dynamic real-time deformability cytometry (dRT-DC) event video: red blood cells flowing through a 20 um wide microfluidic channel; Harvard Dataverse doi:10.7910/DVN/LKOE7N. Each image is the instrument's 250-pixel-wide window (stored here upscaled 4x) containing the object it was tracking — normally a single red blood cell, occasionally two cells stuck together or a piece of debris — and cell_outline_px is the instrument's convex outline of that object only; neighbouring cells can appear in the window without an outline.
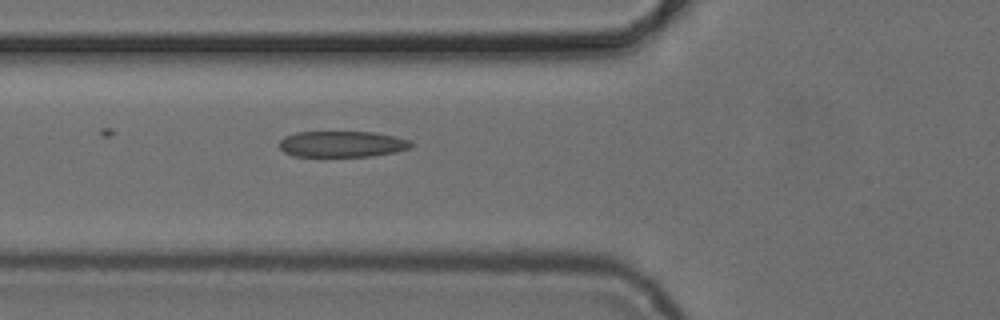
{"species": "common noctule bat (a hibernating species)", "species_latin": "Nyctalus noctula", "temperature_condition": "cold", "stored_images_in_passage": 5, "camera_frame_rate_fps": 3000, "um_per_image_px": 0.085, "animal": {"sex": "female", "body_mass_g": 24.6, "forearm_length_mm": 56.2}, "frame": {"image": 1, "passage_image": 5, "time_ms": 4.667, "image_size_px": [1000, 320], "cell_outline_px": [[412, 148], [396, 152], [368, 156], [292, 156], [284, 152], [280, 148], [280, 140], [284, 136], [296, 132], [372, 132], [412, 140]], "centroid_in_image_um": [29.07, 12.24], "position_along_channel_um": 96.7, "area_um2": 20.0}}